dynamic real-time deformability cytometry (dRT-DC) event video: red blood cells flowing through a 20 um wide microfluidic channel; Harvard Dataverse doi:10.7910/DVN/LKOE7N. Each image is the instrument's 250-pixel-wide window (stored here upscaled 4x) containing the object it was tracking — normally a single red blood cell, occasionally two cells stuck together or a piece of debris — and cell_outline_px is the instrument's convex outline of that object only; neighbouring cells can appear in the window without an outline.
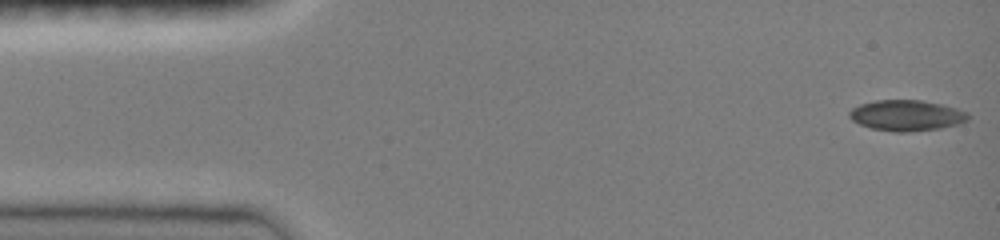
{"species": "common noctule bat (a hibernating species)", "species_latin": "Nyctalus noctula", "temperature_condition": "room temperature", "stored_images_in_passage": 47, "camera_frame_rate_fps": 3000, "um_per_image_px": 0.085, "animal": {"sex": "female", "body_mass_g": 19.0, "forearm_length_mm": 51.5}, "frame": {"image": 1, "passage_image": 1, "time_ms": 0.0, "image_size_px": [1000, 240], "cell_outline_px": [[968, 120], [956, 124], [940, 128], [908, 132], [896, 132], [872, 128], [860, 124], [852, 120], [848, 116], [848, 112], [852, 108], [860, 104], [876, 100], [920, 100], [940, 104], [956, 108], [968, 112]], "centroid_in_image_um": [77.03, 9.81], "position_along_channel_um": 8.0, "area_um2": 21.15}}
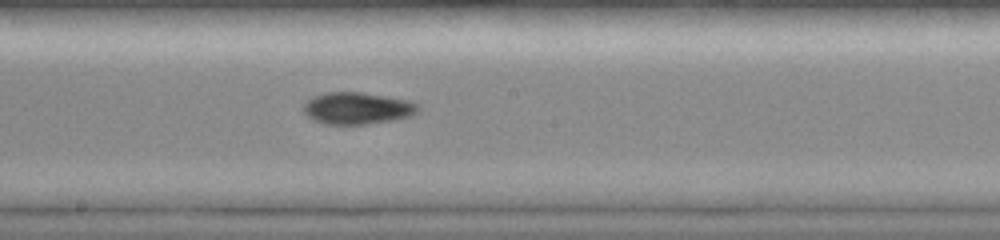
{"frame": {"image": 2, "passage_image": 25, "time_ms": 8.0, "image_size_px": [1000, 240], "cell_outline_px": [[420, 108], [412, 116], [396, 120], [364, 124], [324, 124], [312, 120], [304, 112], [304, 104], [312, 96], [328, 92], [360, 92], [408, 100], [420, 104]], "centroid_in_image_um": [30.39, 9.21], "position_along_channel_um": 217.8, "area_um2": 21.39}}
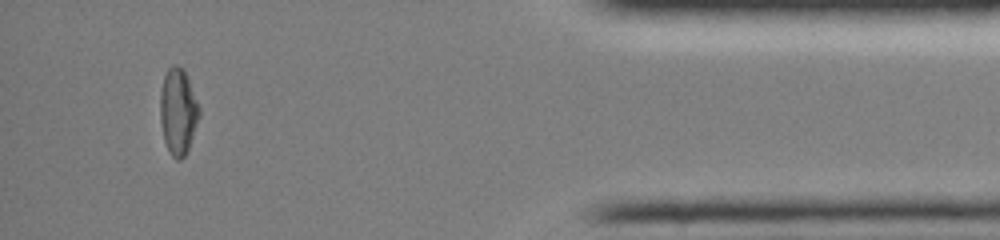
{"frame": {"image": 3, "passage_image": 43, "time_ms": 14.0, "image_size_px": [1000, 240], "cell_outline_px": [[200, 116], [188, 148], [184, 156], [180, 160], [176, 160], [172, 156], [164, 140], [160, 120], [160, 92], [164, 76], [168, 68], [172, 64], [176, 64], [184, 68], [200, 108]], "centroid_in_image_um": [15.13, 9.44], "position_along_channel_um": 420.1, "area_um2": 19.65}, "authors_computed_cell_mechanics": {"area_um2": 20.3456, "velocity_mm_per_s": 4.0848, "shape_relaxation_time_tau1_ms": null, "shape_relaxation_time_tau2_ms": 2.4644, "deformation_change_tau1": null, "deformation_change_tau2": 0.07}}